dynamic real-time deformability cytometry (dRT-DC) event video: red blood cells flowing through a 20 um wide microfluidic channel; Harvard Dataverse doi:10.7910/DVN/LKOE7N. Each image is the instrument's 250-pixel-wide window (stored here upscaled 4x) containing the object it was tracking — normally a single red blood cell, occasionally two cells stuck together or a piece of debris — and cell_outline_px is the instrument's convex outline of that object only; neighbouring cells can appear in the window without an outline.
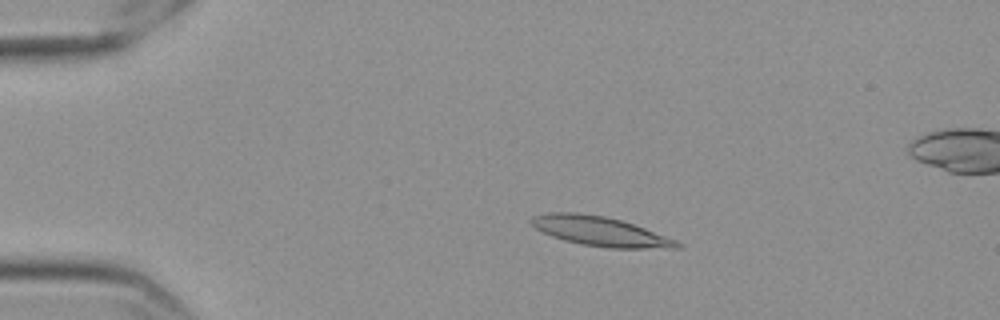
{"species": "Egyptian fruit bat (a non-hibernating species)", "species_latin": "Rousettus aegyptiacus", "temperature_condition": "cold", "stored_images_in_passage": 57, "camera_frame_rate_fps": 3000, "um_per_image_px": 0.085, "frame": {"image": 1, "passage_image": 10, "time_ms": 3.0, "image_size_px": [1000, 320], "cell_outline_px": [[684, 244], [680, 248], [608, 248], [584, 244], [564, 240], [552, 236], [536, 228], [528, 220], [532, 216], [548, 212], [576, 212], [604, 216], [620, 220], [644, 228], [676, 240]], "centroid_in_image_um": [51.0, 19.65], "position_along_channel_um": 34.0, "area_um2": 24.8}}
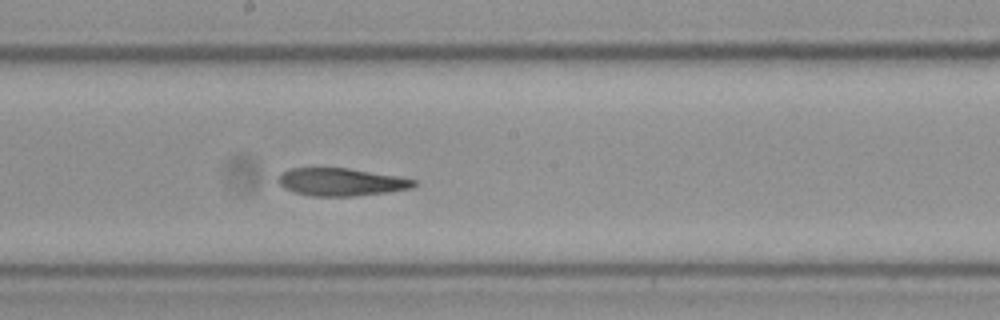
{"frame": {"image": 2, "passage_image": 30, "time_ms": 9.667, "image_size_px": [1000, 320], "cell_outline_px": [[416, 184], [412, 188], [388, 192], [356, 196], [308, 196], [292, 192], [284, 188], [276, 180], [276, 176], [280, 172], [292, 168], [348, 168], [396, 176], [416, 180]], "centroid_in_image_um": [28.92, 15.47], "position_along_channel_um": 219.3, "area_um2": 22.08}}
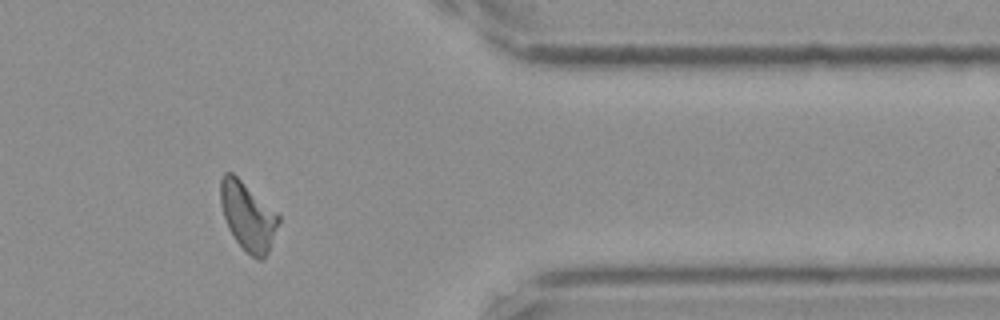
{"frame": {"image": 3, "passage_image": 46, "time_ms": 15.0, "image_size_px": [1000, 320], "cell_outline_px": [[280, 220], [268, 252], [260, 260], [256, 260], [236, 240], [228, 228], [220, 204], [220, 180], [224, 172], [232, 172], [276, 212], [280, 216]], "centroid_in_image_um": [21.05, 18.36], "position_along_channel_um": 390.4, "area_um2": 22.66}}